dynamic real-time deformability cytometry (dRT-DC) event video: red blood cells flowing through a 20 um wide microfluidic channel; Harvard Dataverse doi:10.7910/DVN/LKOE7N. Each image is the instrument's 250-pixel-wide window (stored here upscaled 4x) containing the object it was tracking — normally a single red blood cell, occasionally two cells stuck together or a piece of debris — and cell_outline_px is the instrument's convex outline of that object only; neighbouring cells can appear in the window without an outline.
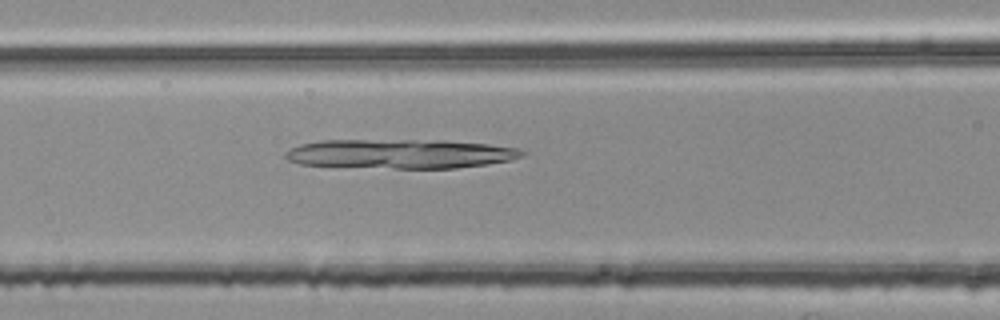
{"species": "common noctule bat (a hibernating species)", "species_latin": "Nyctalus noctula", "temperature_condition": "room temperature", "stored_images_in_passage": 44, "camera_frame_rate_fps": 3000, "um_per_image_px": 0.085, "animal": {"sex": "female", "body_mass_g": 25.1}, "frame": {"image": 1, "passage_image": 13, "time_ms": 4.0, "image_size_px": [1000, 320], "cell_outline_px": [[524, 156], [508, 160], [488, 164], [456, 168], [396, 168], [300, 164], [288, 160], [284, 156], [284, 152], [300, 144], [320, 140], [444, 140], [488, 144], [516, 148], [524, 152]], "centroid_in_image_um": [34.01, 13.06], "position_along_channel_um": 132.6, "area_um2": 40.23}}
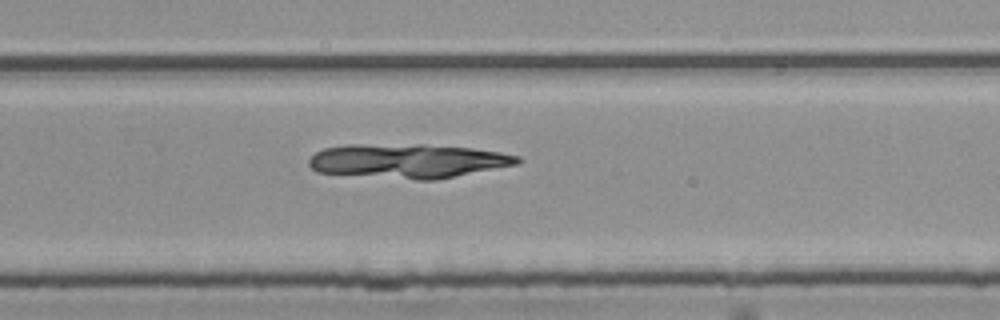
{"frame": {"image": 2, "passage_image": 26, "time_ms": 8.333, "image_size_px": [1000, 320], "cell_outline_px": [[524, 160], [516, 164], [436, 180], [416, 180], [316, 172], [308, 164], [308, 160], [316, 152], [324, 148], [348, 144], [424, 144], [472, 148], [500, 152], [520, 156]], "centroid_in_image_um": [34.67, 13.67], "position_along_channel_um": 295.1, "area_um2": 41.79}}
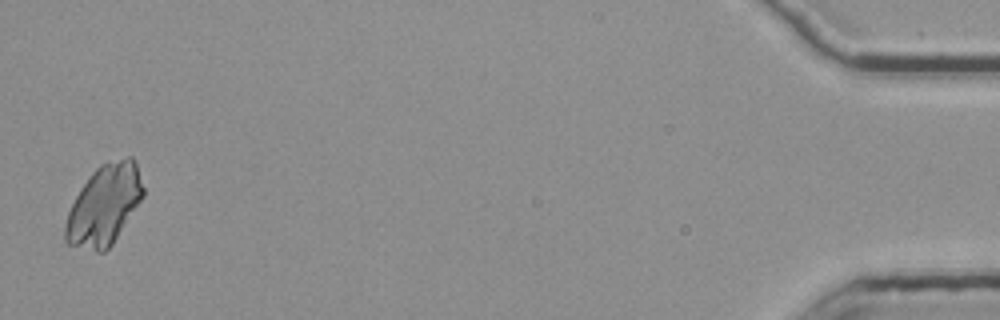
{"frame": {"image": 3, "passage_image": 44, "time_ms": 14.333, "image_size_px": [1000, 320], "cell_outline_px": [[144, 196], [112, 244], [104, 252], [96, 252], [68, 244], [64, 240], [64, 228], [68, 212], [80, 188], [92, 172], [100, 164], [128, 156], [132, 156], [136, 160], [144, 188]], "centroid_in_image_um": [8.87, 17.42], "position_along_channel_um": 426.3, "area_um2": 36.41}}